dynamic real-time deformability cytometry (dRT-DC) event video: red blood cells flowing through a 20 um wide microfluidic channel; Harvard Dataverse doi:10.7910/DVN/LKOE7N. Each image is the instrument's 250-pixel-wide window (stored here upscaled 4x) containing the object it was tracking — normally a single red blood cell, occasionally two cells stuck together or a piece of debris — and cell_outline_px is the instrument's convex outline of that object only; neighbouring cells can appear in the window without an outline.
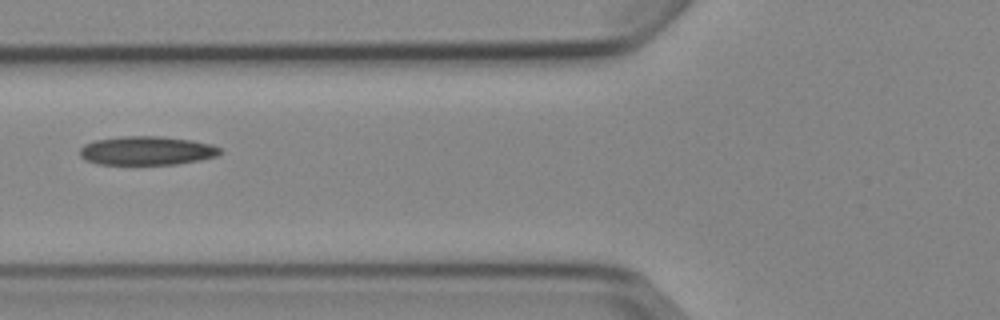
{"species": "Egyptian fruit bat (a non-hibernating species)", "species_latin": "Rousettus aegyptiacus", "temperature_condition": "cold", "stored_images_in_passage": 3, "camera_frame_rate_fps": 3000, "um_per_image_px": 0.085, "animal": {"sex": "female"}, "frame": {"image": 1, "passage_image": 3, "time_ms": 2.333, "image_size_px": [1000, 320], "cell_outline_px": [[224, 152], [216, 156], [200, 160], [176, 164], [96, 164], [84, 160], [80, 156], [80, 148], [84, 144], [96, 140], [120, 136], [160, 136], [192, 140], [212, 144], [220, 148]], "centroid_in_image_um": [12.48, 12.8], "position_along_channel_um": 113.3, "area_um2": 23.7}}